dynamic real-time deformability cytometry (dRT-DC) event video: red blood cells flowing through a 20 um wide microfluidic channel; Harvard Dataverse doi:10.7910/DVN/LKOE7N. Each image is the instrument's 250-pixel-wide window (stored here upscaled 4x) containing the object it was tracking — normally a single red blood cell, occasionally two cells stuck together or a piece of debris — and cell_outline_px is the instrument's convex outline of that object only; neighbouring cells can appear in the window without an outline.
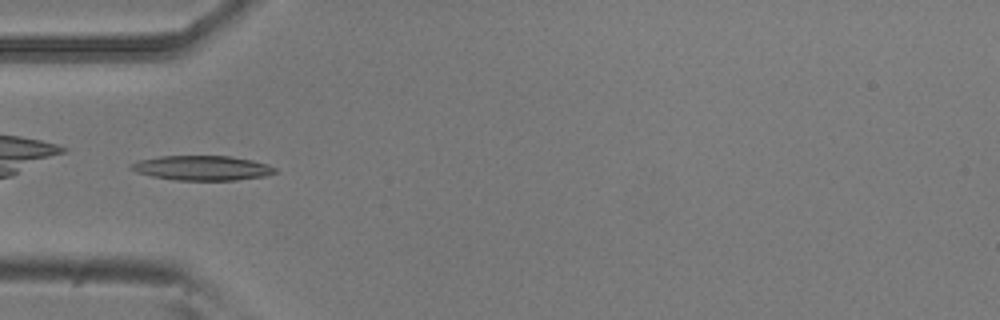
{"species": "common noctule bat (a hibernating species)", "species_latin": "Nyctalus noctula", "temperature_condition": "room temperature", "stored_images_in_passage": 38, "camera_frame_rate_fps": 3000, "um_per_image_px": 0.085, "animal": {"sex": "male", "body_mass_g": 20.5, "forearm_length_mm": 52.5}, "frame": {"image": 1, "passage_image": 2, "time_ms": 0.333, "image_size_px": [1000, 320], "cell_outline_px": [[276, 172], [264, 176], [236, 180], [176, 180], [152, 176], [136, 172], [128, 168], [132, 164], [140, 160], [160, 156], [228, 156], [252, 160], [268, 164], [276, 168]], "centroid_in_image_um": [17.18, 14.28], "position_along_channel_um": 67.8, "area_um2": 20.58}}
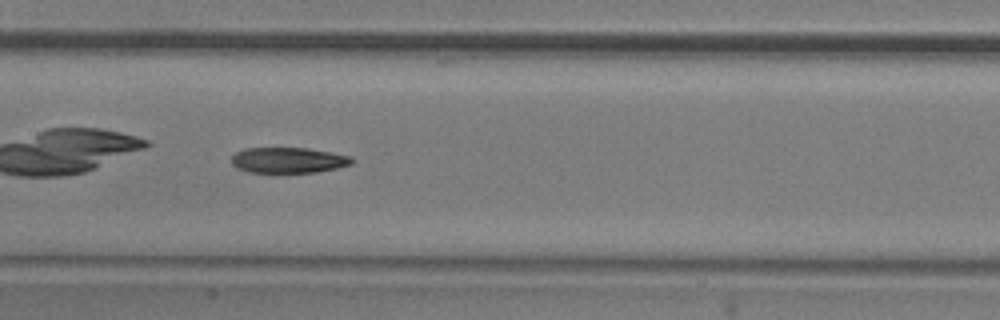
{"frame": {"image": 2, "passage_image": 11, "time_ms": 3.333, "image_size_px": [1000, 320], "cell_outline_px": [[356, 160], [352, 164], [336, 168], [316, 172], [248, 172], [236, 168], [232, 164], [232, 156], [236, 152], [244, 148], [308, 148], [332, 152], [352, 156]], "centroid_in_image_um": [24.54, 13.61], "position_along_channel_um": 182.9, "area_um2": 18.09}}
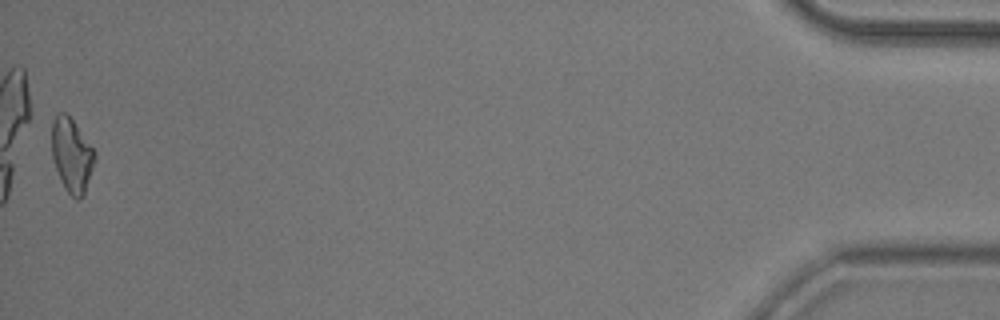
{"frame": {"image": 3, "passage_image": 38, "time_ms": 12.333, "image_size_px": [1000, 320], "cell_outline_px": [[96, 156], [84, 192], [80, 200], [76, 200], [64, 188], [60, 180], [52, 156], [52, 120], [60, 112], [64, 112], [72, 120], [96, 152]], "centroid_in_image_um": [6.08, 13.2], "position_along_channel_um": 429.1, "area_um2": 18.15}, "authors_computed_cell_mechanics": {"area_um2": 18.785, "velocity_mm_per_s": 3.7941, "shape_relaxation_time_tau1_ms": 5.9746, "shape_relaxation_time_tau2_ms": null, "deformation_change_tau1": 0.1754, "deformation_change_tau2": null}}